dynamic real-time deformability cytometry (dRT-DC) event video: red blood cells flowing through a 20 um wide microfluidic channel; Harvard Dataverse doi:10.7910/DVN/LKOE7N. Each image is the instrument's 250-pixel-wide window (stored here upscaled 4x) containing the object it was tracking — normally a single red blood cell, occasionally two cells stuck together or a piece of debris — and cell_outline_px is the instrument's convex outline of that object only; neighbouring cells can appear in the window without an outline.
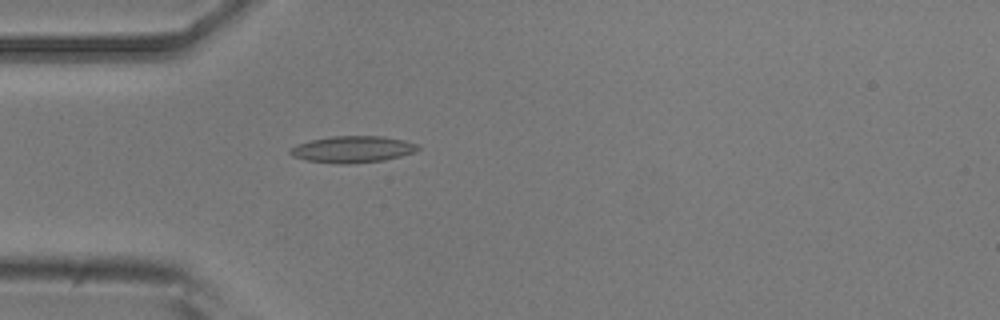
{"species": "common noctule bat (a hibernating species)", "species_latin": "Nyctalus noctula", "temperature_condition": "room temperature", "stored_images_in_passage": 54, "camera_frame_rate_fps": 3000, "um_per_image_px": 0.085, "animal": {"sex": "male", "body_mass_g": 20.5, "forearm_length_mm": 52.5}, "frame": {"image": 1, "passage_image": 15, "time_ms": 4.667, "image_size_px": [1000, 320], "cell_outline_px": [[420, 148], [412, 152], [400, 156], [384, 160], [348, 164], [336, 164], [308, 160], [292, 156], [288, 152], [288, 148], [296, 144], [312, 140], [332, 136], [384, 136], [404, 140], [420, 144]], "centroid_in_image_um": [29.95, 12.69], "position_along_channel_um": 55.0, "area_um2": 19.88}}
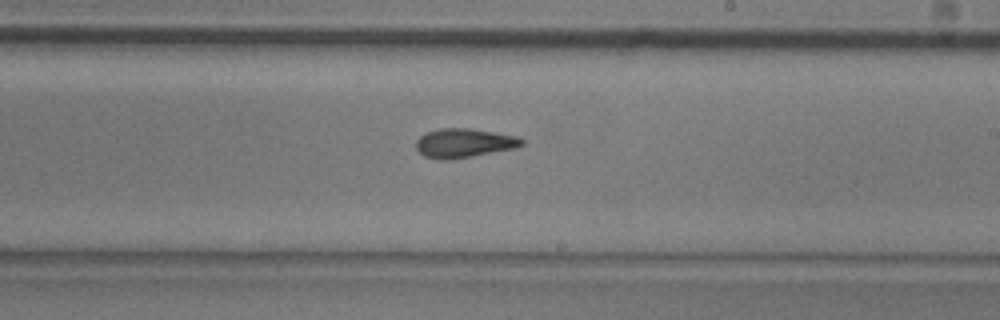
{"frame": {"image": 2, "passage_image": 31, "time_ms": 10.0, "image_size_px": [1000, 320], "cell_outline_px": [[524, 144], [516, 148], [452, 160], [440, 160], [424, 156], [416, 148], [416, 140], [420, 136], [428, 132], [440, 128], [472, 128], [516, 136], [524, 140]], "centroid_in_image_um": [39.44, 12.17], "position_along_channel_um": 249.6, "area_um2": 18.03}}
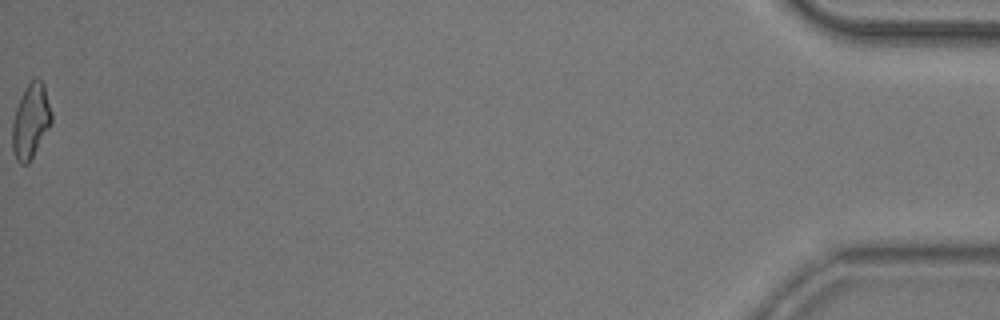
{"frame": {"image": 3, "passage_image": 54, "time_ms": 17.667, "image_size_px": [1000, 320], "cell_outline_px": [[52, 124], [28, 164], [20, 164], [16, 160], [12, 152], [12, 120], [20, 96], [24, 88], [36, 76], [44, 84], [52, 112]], "centroid_in_image_um": [2.61, 10.3], "position_along_channel_um": 432.6, "area_um2": 17.34}, "authors_computed_cell_mechanics": {"area_um2": 17.6579, "velocity_mm_per_s": 3.7221, "shape_relaxation_time_tau1_ms": 7.5072, "shape_relaxation_time_tau2_ms": 3.0755, "deformation_change_tau1": 0.1813, "deformation_change_tau2": 0.1161}}